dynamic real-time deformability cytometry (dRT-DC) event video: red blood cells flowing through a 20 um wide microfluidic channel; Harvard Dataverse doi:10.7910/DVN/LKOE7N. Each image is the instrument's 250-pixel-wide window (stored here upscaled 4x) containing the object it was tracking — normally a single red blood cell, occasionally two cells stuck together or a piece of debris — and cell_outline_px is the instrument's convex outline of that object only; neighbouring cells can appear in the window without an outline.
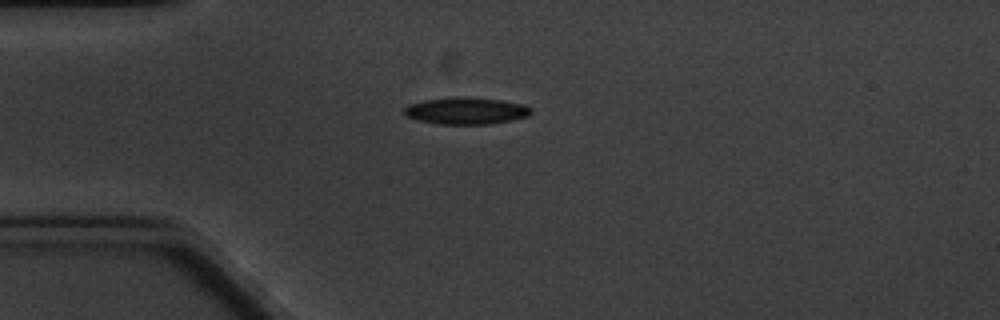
{"species": "common noctule bat (a hibernating species)", "species_latin": "Nyctalus noctula", "temperature_condition": "cold", "stored_images_in_passage": 6, "camera_frame_rate_fps": 3000, "um_per_image_px": 0.085, "animal": {"sex": "male", "body_mass_g": 20.1, "forearm_length_mm": 53.5}, "frame": {"image": 1, "passage_image": 3, "time_ms": 2.333, "image_size_px": [1000, 320], "cell_outline_px": [[532, 112], [528, 116], [512, 120], [488, 124], [436, 124], [416, 120], [408, 116], [404, 112], [404, 108], [408, 104], [424, 100], [500, 100], [524, 104], [532, 108]], "centroid_in_image_um": [39.64, 9.48], "position_along_channel_um": 45.4, "area_um2": 18.84}}